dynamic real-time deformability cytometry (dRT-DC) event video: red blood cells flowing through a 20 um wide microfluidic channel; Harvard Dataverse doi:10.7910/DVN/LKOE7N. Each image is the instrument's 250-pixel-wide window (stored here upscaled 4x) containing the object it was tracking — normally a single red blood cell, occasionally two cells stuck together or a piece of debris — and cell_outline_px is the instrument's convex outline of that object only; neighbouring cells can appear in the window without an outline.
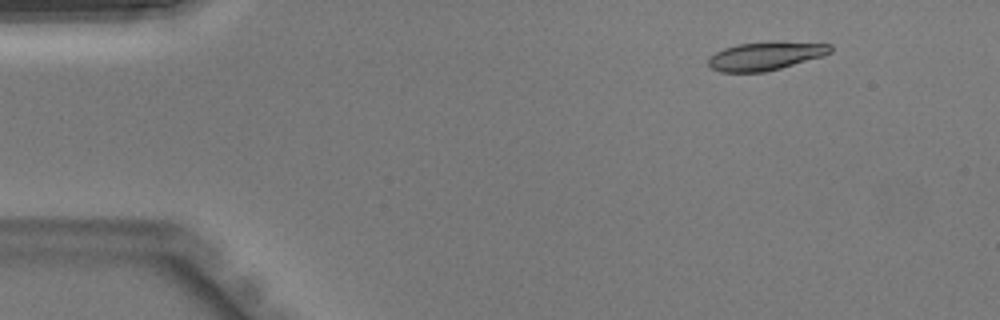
{"species": "Egyptian fruit bat (a non-hibernating species)", "species_latin": "Rousettus aegyptiacus", "temperature_condition": "warm", "stored_images_in_passage": 40, "camera_frame_rate_fps": 3000, "um_per_image_px": 0.085, "animal": {"sex": "male"}, "frame": {"image": 1, "passage_image": 2, "time_ms": 0.333, "image_size_px": [1000, 320], "cell_outline_px": [[832, 52], [820, 56], [780, 68], [764, 72], [720, 72], [712, 68], [708, 64], [708, 60], [716, 52], [724, 48], [736, 44], [776, 40], [832, 44]], "centroid_in_image_um": [65.08, 4.73], "position_along_channel_um": 19.9, "area_um2": 20.29}}
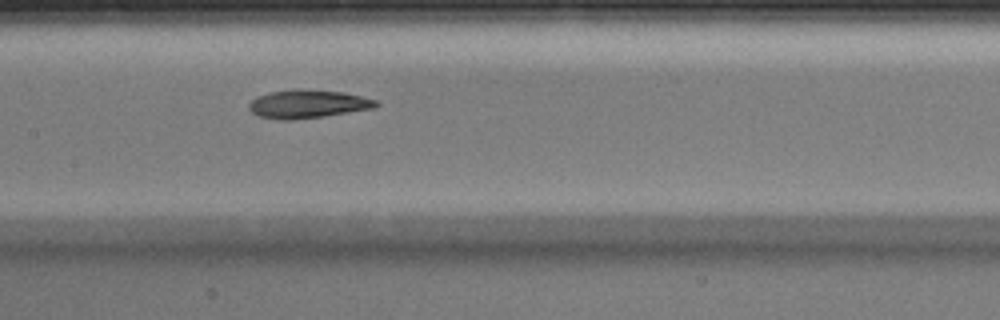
{"frame": {"image": 2, "passage_image": 18, "time_ms": 5.667, "image_size_px": [1000, 320], "cell_outline_px": [[380, 104], [376, 108], [324, 116], [292, 120], [280, 120], [260, 116], [252, 112], [248, 108], [248, 104], [256, 96], [268, 92], [292, 88], [300, 88], [344, 92], [376, 100]], "centroid_in_image_um": [26.15, 8.82], "position_along_channel_um": 181.3, "area_um2": 21.27}}
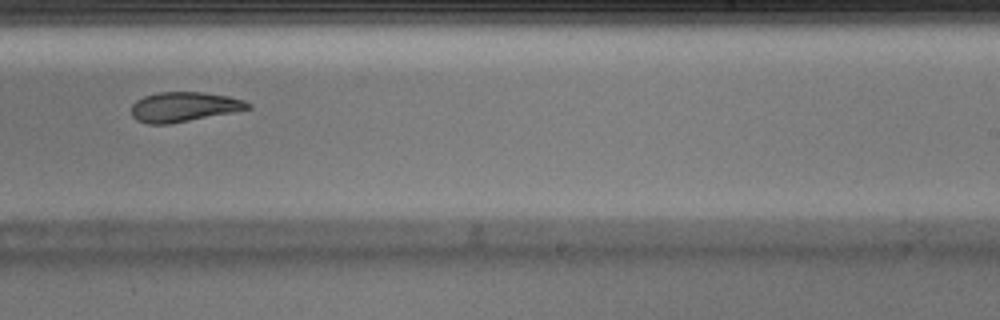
{"frame": {"image": 3, "passage_image": 24, "time_ms": 7.667, "image_size_px": [1000, 320], "cell_outline_px": [[252, 108], [232, 112], [168, 124], [148, 124], [136, 120], [132, 116], [132, 104], [136, 100], [144, 96], [156, 92], [204, 92], [228, 96], [252, 104]], "centroid_in_image_um": [15.59, 9.08], "position_along_channel_um": 273.4, "area_um2": 20.06}}